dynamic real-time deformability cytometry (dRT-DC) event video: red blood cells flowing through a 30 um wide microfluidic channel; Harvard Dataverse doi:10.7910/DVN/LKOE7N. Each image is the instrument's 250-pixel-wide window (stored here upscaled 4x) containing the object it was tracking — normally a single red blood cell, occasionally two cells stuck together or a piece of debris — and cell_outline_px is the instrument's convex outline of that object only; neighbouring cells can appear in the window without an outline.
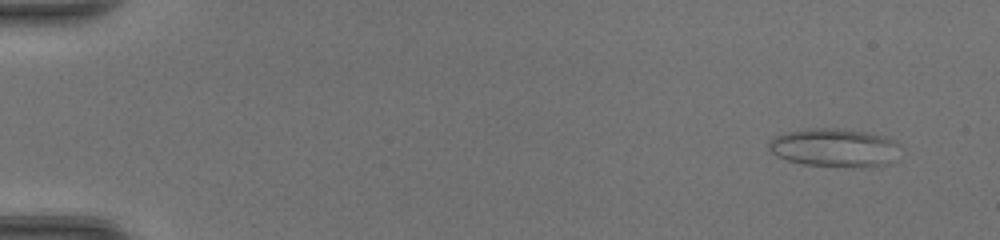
{"species": "common noctule bat (a hibernating species)", "species_latin": "Nyctalus noctula", "temperature_condition": "room temperature", "stored_images_in_passage": 47, "camera_frame_rate_fps": 3000, "um_per_image_px": 0.085, "animal": {"sex": "female", "body_mass_g": 20.0, "forearm_length_mm": 54.0}, "frame": {"image": 1, "passage_image": 3, "time_ms": 0.667, "image_size_px": [1000, 240], "cell_outline_px": [[896, 144], [888, 164], [860, 168], [852, 168], [804, 164], [788, 160], [776, 156], [768, 148], [768, 140], [776, 136], [788, 132], [808, 128], [840, 128], [864, 132], [884, 136], [892, 140]], "centroid_in_image_um": [70.82, 12.56], "position_along_channel_um": 14.2, "area_um2": 29.02}}
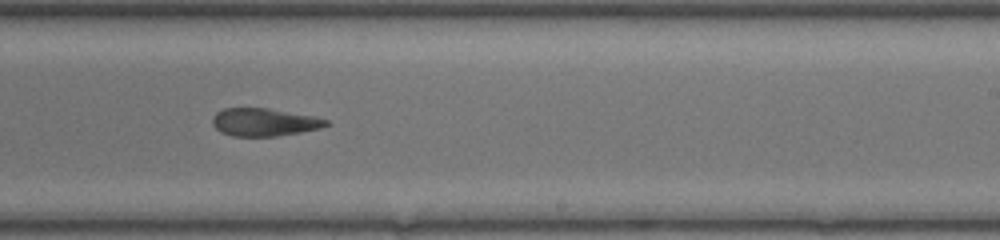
{"frame": {"image": 2, "passage_image": 30, "time_ms": 9.667, "image_size_px": [1000, 240], "cell_outline_px": [[328, 124], [320, 128], [300, 132], [276, 136], [232, 136], [220, 132], [212, 124], [212, 120], [216, 112], [224, 108], [264, 108], [312, 116], [328, 120]], "centroid_in_image_um": [22.4, 10.39], "position_along_channel_um": 266.6, "area_um2": 18.15}}
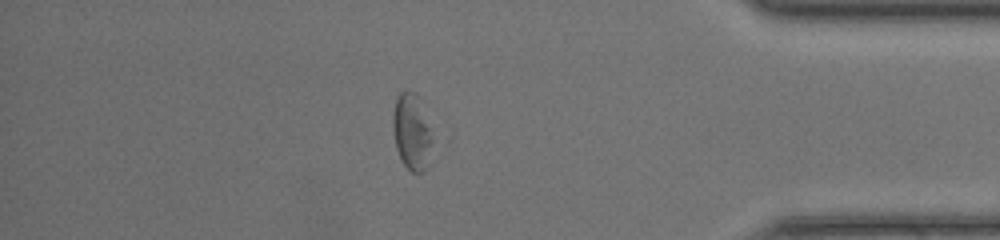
{"frame": {"image": 3, "passage_image": 41, "time_ms": 13.333, "image_size_px": [1000, 240], "cell_outline_px": [[436, 140], [428, 168], [424, 172], [412, 172], [404, 164], [396, 148], [392, 124], [392, 116], [396, 100], [400, 92], [412, 92], [416, 96]], "centroid_in_image_um": [35.05, 11.31], "position_along_channel_um": 400.1, "area_um2": 17.74}, "authors_computed_cell_mechanics": {"area_um2": 19.4786, "velocity_mm_per_s": 4.4063, "shape_relaxation_time_tau1_ms": null, "shape_relaxation_time_tau2_ms": 3.9059, "deformation_change_tau1": null, "deformation_change_tau2": 0.1521}}